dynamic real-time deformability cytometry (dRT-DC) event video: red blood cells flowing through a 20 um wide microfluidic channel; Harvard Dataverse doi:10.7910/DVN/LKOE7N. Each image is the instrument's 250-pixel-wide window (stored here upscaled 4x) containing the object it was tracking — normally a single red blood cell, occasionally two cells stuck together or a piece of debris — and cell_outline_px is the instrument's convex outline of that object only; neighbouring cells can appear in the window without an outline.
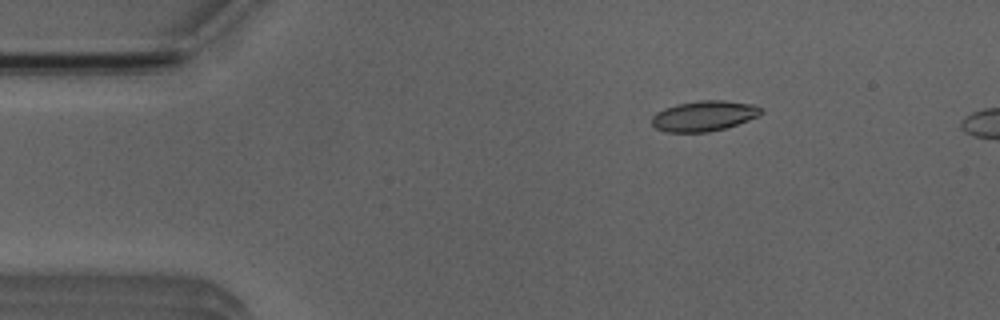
{"species": "Egyptian fruit bat (a non-hibernating species)", "species_latin": "Rousettus aegyptiacus", "temperature_condition": "room temperature", "stored_images_in_passage": 5, "camera_frame_rate_fps": 3000, "um_per_image_px": 0.085, "animal": {"sex": "male"}, "frame": {"image": 1, "passage_image": 2, "time_ms": 1.333, "image_size_px": [1000, 320], "cell_outline_px": [[764, 112], [748, 120], [724, 128], [708, 132], [664, 132], [656, 128], [652, 124], [652, 116], [656, 112], [664, 108], [676, 104], [700, 100], [724, 100], [752, 104], [760, 108]], "centroid_in_image_um": [59.79, 9.85], "position_along_channel_um": 25.2, "area_um2": 19.25}}